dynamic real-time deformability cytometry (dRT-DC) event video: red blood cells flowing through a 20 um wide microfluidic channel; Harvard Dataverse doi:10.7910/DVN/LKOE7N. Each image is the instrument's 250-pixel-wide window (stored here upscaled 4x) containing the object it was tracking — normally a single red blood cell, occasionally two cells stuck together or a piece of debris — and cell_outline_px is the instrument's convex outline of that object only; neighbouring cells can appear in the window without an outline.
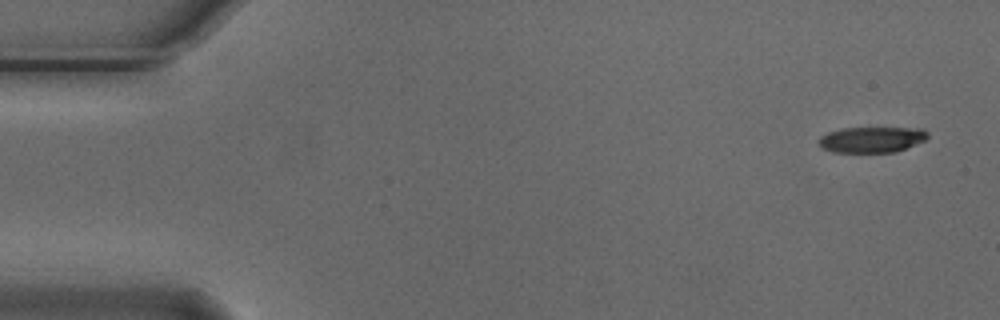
{"species": "Egyptian fruit bat (a non-hibernating species)", "species_latin": "Rousettus aegyptiacus", "temperature_condition": "cold", "stored_images_in_passage": 5, "camera_frame_rate_fps": 3000, "um_per_image_px": 0.085, "animal": {"sex": "male"}, "frame": {"image": 1, "passage_image": 1, "time_ms": 0.0, "image_size_px": [1000, 320], "cell_outline_px": [[928, 136], [924, 140], [896, 152], [832, 152], [820, 148], [816, 140], [820, 136], [828, 132], [840, 128], [920, 128], [928, 132]], "centroid_in_image_um": [74.02, 11.86], "position_along_channel_um": 11.0, "area_um2": 16.47}}
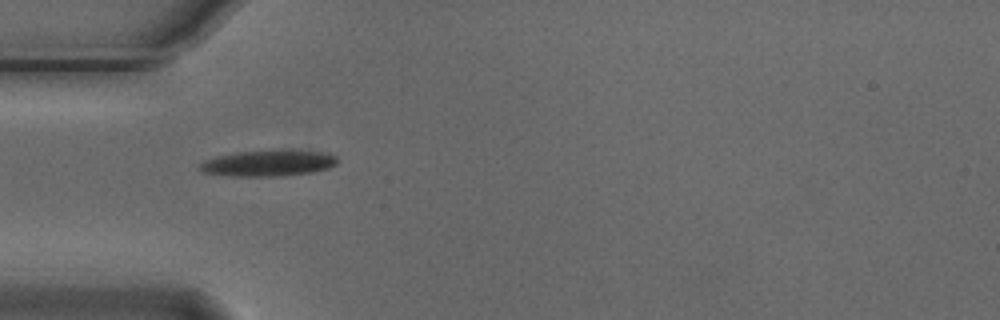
{"frame": {"image": 2, "passage_image": 5, "time_ms": 1.333, "image_size_px": [1000, 320], "cell_outline_px": [[336, 164], [328, 168], [312, 172], [280, 176], [232, 176], [204, 172], [200, 168], [200, 164], [204, 160], [216, 156], [236, 152], [280, 148], [328, 152], [336, 156]], "centroid_in_image_um": [22.85, 13.83], "position_along_channel_um": 62.2, "area_um2": 21.39}}